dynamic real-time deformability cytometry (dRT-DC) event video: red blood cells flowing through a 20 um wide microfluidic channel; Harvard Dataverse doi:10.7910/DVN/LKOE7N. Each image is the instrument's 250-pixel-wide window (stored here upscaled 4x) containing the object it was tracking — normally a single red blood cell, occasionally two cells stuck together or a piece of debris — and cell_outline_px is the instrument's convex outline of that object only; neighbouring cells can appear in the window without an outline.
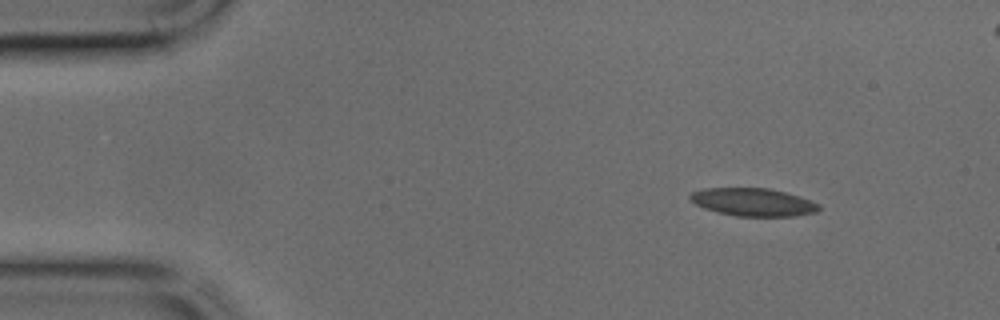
{"species": "common noctule bat (a hibernating species)", "species_latin": "Nyctalus noctula", "temperature_condition": "cold", "stored_images_in_passage": 44, "segment_of_instrument_passage": [1, 2], "camera_frame_rate_fps": 3000, "um_per_image_px": 0.085, "animal": {"sex": "male", "body_mass_g": 17.9, "forearm_length_mm": 54.2}, "frame": {"image": 1, "passage_image": 4, "time_ms": 1.0, "image_size_px": [1000, 320], "cell_outline_px": [[820, 208], [816, 212], [792, 216], [736, 216], [704, 208], [696, 204], [688, 196], [692, 192], [704, 188], [768, 188], [800, 196], [820, 204]], "centroid_in_image_um": [64.03, 17.17], "position_along_channel_um": 21.0, "area_um2": 20.75}}
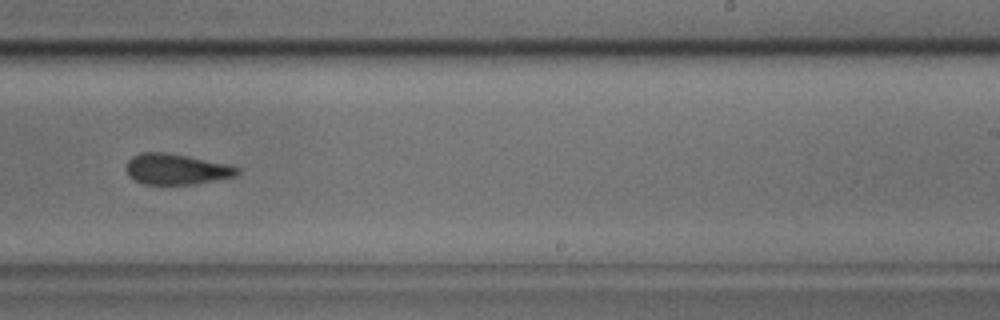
{"frame": {"image": 2, "passage_image": 26, "time_ms": 8.333, "image_size_px": [1000, 320], "cell_outline_px": [[240, 172], [236, 176], [196, 184], [144, 184], [128, 176], [124, 168], [128, 160], [132, 156], [140, 152], [168, 152], [228, 164], [240, 168]], "centroid_in_image_um": [14.97, 14.37], "position_along_channel_um": 274.0, "area_um2": 20.11}}
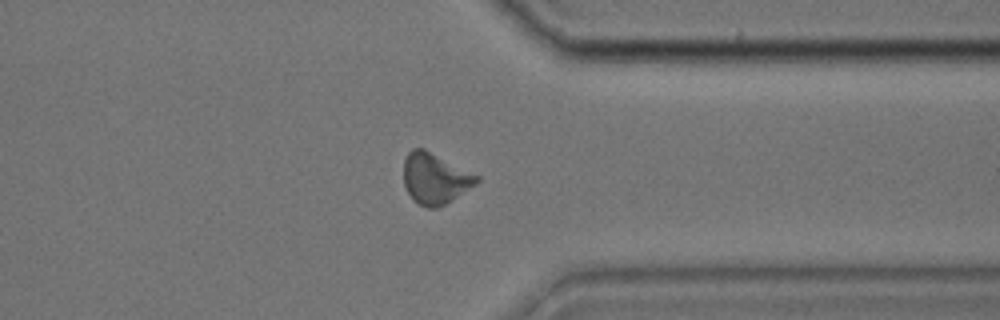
{"frame": {"image": 3, "passage_image": 33, "time_ms": 10.667, "image_size_px": [1000, 320], "cell_outline_px": [[480, 180], [476, 184], [444, 204], [436, 208], [428, 208], [416, 204], [408, 192], [404, 184], [404, 160], [408, 152], [412, 148], [424, 148], [480, 176]], "centroid_in_image_um": [36.96, 15.16], "position_along_channel_um": 374.4, "area_um2": 21.56}}